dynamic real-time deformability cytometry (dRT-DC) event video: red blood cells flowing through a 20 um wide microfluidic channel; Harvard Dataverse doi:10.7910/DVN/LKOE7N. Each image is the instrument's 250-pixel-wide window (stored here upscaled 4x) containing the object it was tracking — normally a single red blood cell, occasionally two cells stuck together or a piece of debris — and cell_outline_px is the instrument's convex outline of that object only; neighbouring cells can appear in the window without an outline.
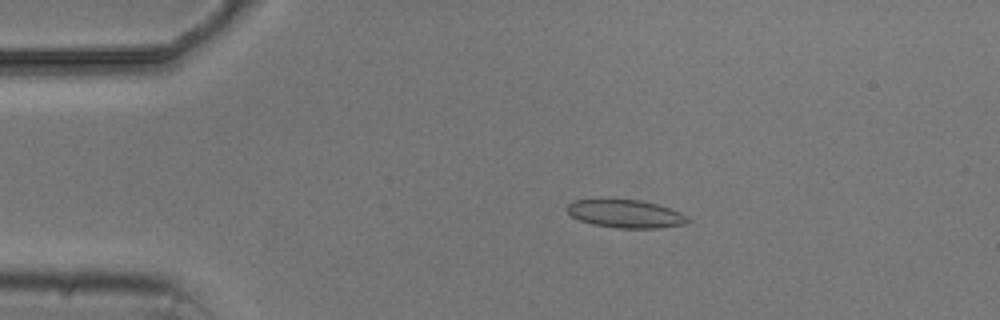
{"species": "common noctule bat (a hibernating species)", "species_latin": "Nyctalus noctula", "temperature_condition": "cold", "stored_images_in_passage": 5, "camera_frame_rate_fps": 3000, "um_per_image_px": 0.085, "animal": {"sex": "male", "body_mass_g": 20.5, "forearm_length_mm": 52.5}, "frame": {"image": 1, "passage_image": 3, "time_ms": 2.333, "image_size_px": [1000, 320], "cell_outline_px": [[692, 220], [688, 224], [660, 228], [616, 228], [592, 224], [580, 220], [572, 216], [564, 208], [572, 200], [640, 200], [656, 204], [680, 212], [688, 216]], "centroid_in_image_um": [53.21, 18.19], "position_along_channel_um": 31.8, "area_um2": 19.77}}
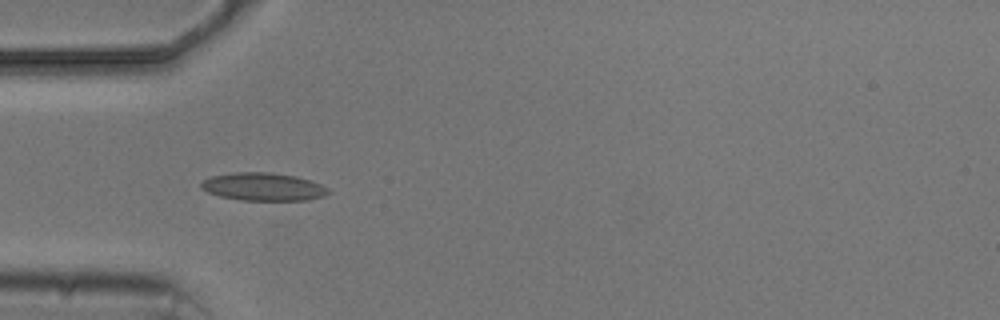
{"frame": {"image": 2, "passage_image": 5, "time_ms": 4.333, "image_size_px": [1000, 320], "cell_outline_px": [[332, 192], [324, 196], [308, 200], [240, 200], [220, 196], [208, 192], [200, 188], [200, 184], [204, 180], [212, 176], [236, 172], [272, 172], [296, 176], [320, 184], [328, 188]], "centroid_in_image_um": [22.39, 15.87], "position_along_channel_um": 62.6, "area_um2": 20.69}}